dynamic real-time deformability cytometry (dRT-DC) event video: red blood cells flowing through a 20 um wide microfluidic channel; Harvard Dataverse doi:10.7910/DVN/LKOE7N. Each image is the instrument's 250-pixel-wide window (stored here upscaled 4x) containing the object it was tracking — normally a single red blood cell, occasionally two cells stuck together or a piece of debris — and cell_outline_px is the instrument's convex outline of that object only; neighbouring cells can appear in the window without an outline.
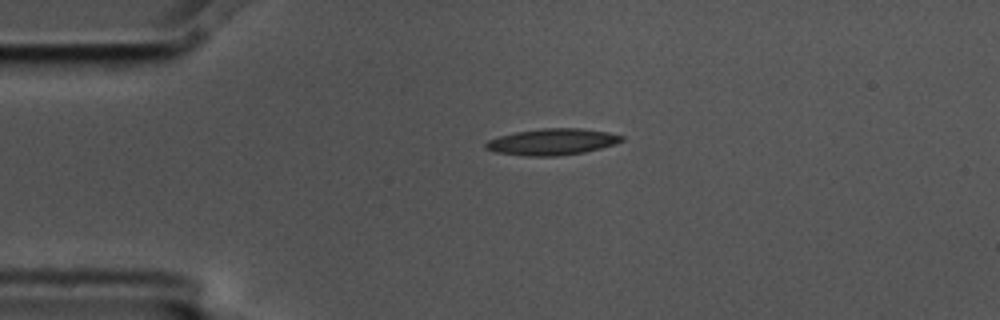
{"species": "common noctule bat (a hibernating species)", "species_latin": "Nyctalus noctula", "temperature_condition": "cold", "stored_images_in_passage": 3, "camera_frame_rate_fps": 3000, "um_per_image_px": 0.085, "animal": {"sex": "male", "body_mass_g": 17.5, "forearm_length_mm": 52.3}, "frame": {"image": 1, "passage_image": 1, "time_ms": 0.0, "image_size_px": [1000, 320], "cell_outline_px": [[624, 140], [616, 144], [584, 152], [556, 156], [524, 156], [496, 152], [484, 148], [484, 144], [488, 140], [500, 136], [516, 132], [540, 128], [580, 128], [608, 132], [624, 136]], "centroid_in_image_um": [46.94, 12.05], "position_along_channel_um": 38.1, "area_um2": 20.92}}